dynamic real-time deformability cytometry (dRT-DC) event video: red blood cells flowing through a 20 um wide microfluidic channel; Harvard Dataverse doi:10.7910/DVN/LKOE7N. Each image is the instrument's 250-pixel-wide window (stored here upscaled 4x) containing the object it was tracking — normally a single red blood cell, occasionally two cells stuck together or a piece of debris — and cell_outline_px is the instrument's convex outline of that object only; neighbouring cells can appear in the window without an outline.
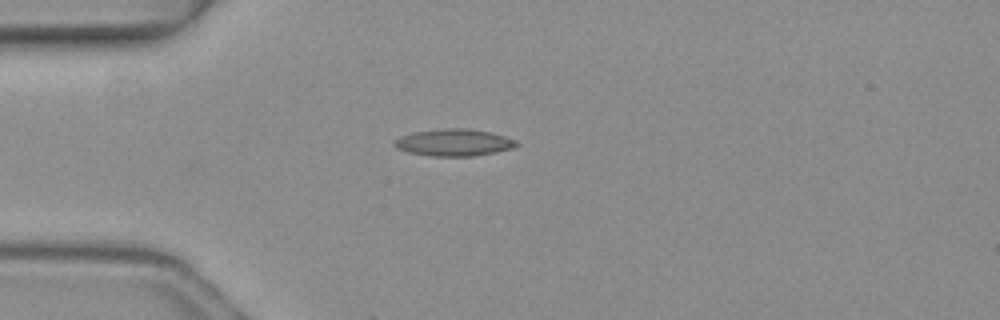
{"species": "common noctule bat (a hibernating species)", "species_latin": "Nyctalus noctula", "temperature_condition": "warm", "stored_images_in_passage": 4, "camera_frame_rate_fps": 3000, "um_per_image_px": 0.085, "animal": {"sex": "female", "body_mass_g": 19.3, "forearm_length_mm": 54.1}, "frame": {"image": 1, "passage_image": 4, "time_ms": 1.0, "image_size_px": [1000, 320], "cell_outline_px": [[520, 144], [512, 148], [496, 152], [472, 156], [428, 156], [408, 152], [396, 148], [392, 144], [392, 140], [400, 136], [412, 132], [440, 128], [468, 128], [492, 132], [516, 140]], "centroid_in_image_um": [38.54, 12.1], "position_along_channel_um": 46.5, "area_um2": 19.54}}